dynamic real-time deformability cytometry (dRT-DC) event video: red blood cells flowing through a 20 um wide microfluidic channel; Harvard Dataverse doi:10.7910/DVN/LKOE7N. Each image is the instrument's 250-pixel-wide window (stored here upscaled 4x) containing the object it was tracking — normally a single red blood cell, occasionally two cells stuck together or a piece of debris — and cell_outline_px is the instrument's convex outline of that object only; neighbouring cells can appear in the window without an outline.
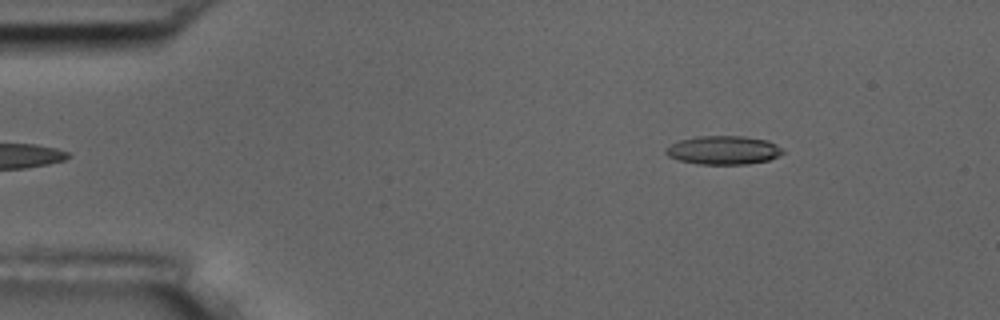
{"species": "common noctule bat (a hibernating species)", "species_latin": "Nyctalus noctula", "temperature_condition": "room temperature", "stored_images_in_passage": 5, "camera_frame_rate_fps": 3000, "um_per_image_px": 0.085, "animal": {"sex": "male", "body_mass_g": 17.5, "forearm_length_mm": 52.3}, "frame": {"image": 1, "passage_image": 5, "time_ms": 5.667, "image_size_px": [1000, 320], "cell_outline_px": [[784, 152], [768, 160], [748, 164], [696, 164], [680, 160], [668, 156], [664, 152], [664, 148], [680, 140], [700, 136], [744, 136], [768, 140], [776, 144]], "centroid_in_image_um": [61.47, 12.76], "position_along_channel_um": 23.5, "area_um2": 19.42}}